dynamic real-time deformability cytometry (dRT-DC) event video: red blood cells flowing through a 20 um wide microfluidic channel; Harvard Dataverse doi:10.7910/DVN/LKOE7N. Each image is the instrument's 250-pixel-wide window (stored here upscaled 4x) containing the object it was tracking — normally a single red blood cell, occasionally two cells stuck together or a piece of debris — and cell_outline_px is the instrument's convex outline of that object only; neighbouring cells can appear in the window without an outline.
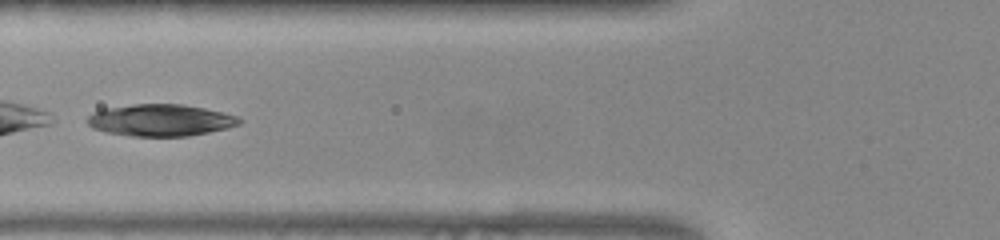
{"species": "common noctule bat (a hibernating species)", "species_latin": "Nyctalus noctula", "temperature_condition": "warm", "stored_images_in_passage": 25, "camera_frame_rate_fps": 3000, "um_per_image_px": 0.085, "animal": {"sex": "female", "body_mass_g": 22.0, "forearm_length_mm": 56.7}, "frame": {"image": 1, "passage_image": 8, "time_ms": 2.333, "image_size_px": [1000, 240], "cell_outline_px": [[244, 120], [240, 124], [228, 128], [188, 136], [132, 136], [104, 132], [92, 128], [84, 120], [92, 112], [104, 108], [132, 104], [180, 104], [204, 108], [240, 116]], "centroid_in_image_um": [13.63, 10.21], "position_along_channel_um": 112.2, "area_um2": 28.5}}
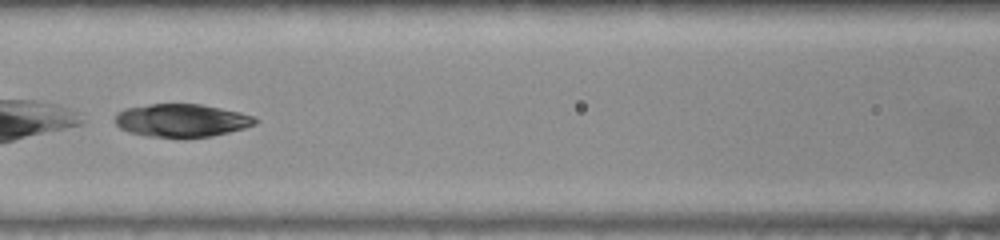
{"frame": {"image": 2, "passage_image": 11, "time_ms": 3.333, "image_size_px": [1000, 240], "cell_outline_px": [[260, 120], [256, 124], [244, 128], [212, 136], [148, 136], [128, 132], [120, 128], [116, 124], [116, 112], [124, 108], [148, 104], [200, 104], [240, 112], [256, 116]], "centroid_in_image_um": [15.45, 10.21], "position_along_channel_um": 151.1, "area_um2": 26.76}}